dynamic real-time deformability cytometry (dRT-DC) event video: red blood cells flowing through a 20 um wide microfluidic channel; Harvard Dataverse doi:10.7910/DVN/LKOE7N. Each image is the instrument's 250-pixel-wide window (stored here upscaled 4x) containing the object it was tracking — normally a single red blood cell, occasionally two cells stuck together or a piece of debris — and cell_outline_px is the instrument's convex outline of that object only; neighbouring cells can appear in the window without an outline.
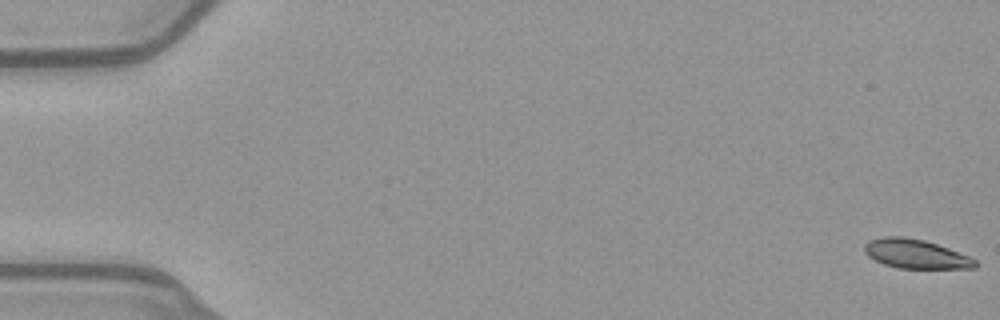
{"species": "common noctule bat (a hibernating species)", "species_latin": "Nyctalus noctula", "temperature_condition": "warm", "stored_images_in_passage": 53, "camera_frame_rate_fps": 3000, "um_per_image_px": 0.085, "animal": {"sex": "female", "body_mass_g": 21.9}, "frame": {"image": 1, "passage_image": 1, "time_ms": 0.0, "image_size_px": [1000, 320], "cell_outline_px": [[976, 268], [900, 268], [884, 264], [868, 256], [864, 252], [864, 244], [868, 240], [884, 236], [904, 236], [924, 240], [972, 256], [976, 260]], "centroid_in_image_um": [77.83, 21.57], "position_along_channel_um": 7.2, "area_um2": 18.84}}
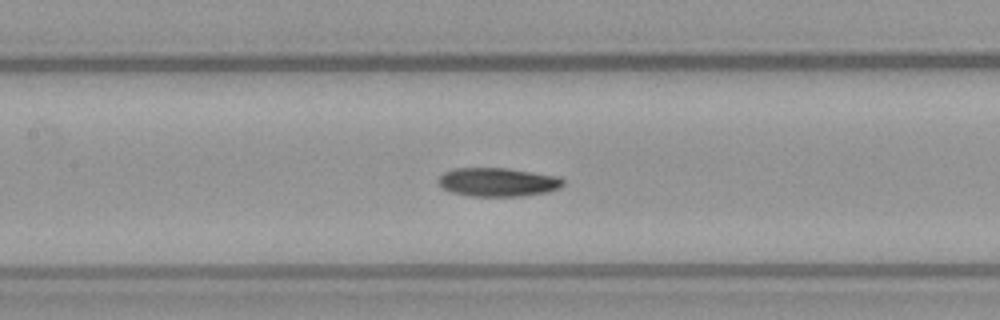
{"frame": {"image": 2, "passage_image": 25, "time_ms": 8.0, "image_size_px": [1000, 320], "cell_outline_px": [[564, 184], [560, 188], [548, 192], [520, 196], [472, 196], [452, 192], [444, 188], [436, 180], [444, 172], [452, 168], [508, 168], [556, 176], [564, 180]], "centroid_in_image_um": [42.31, 15.47], "position_along_channel_um": 165.1, "area_um2": 20.81}}
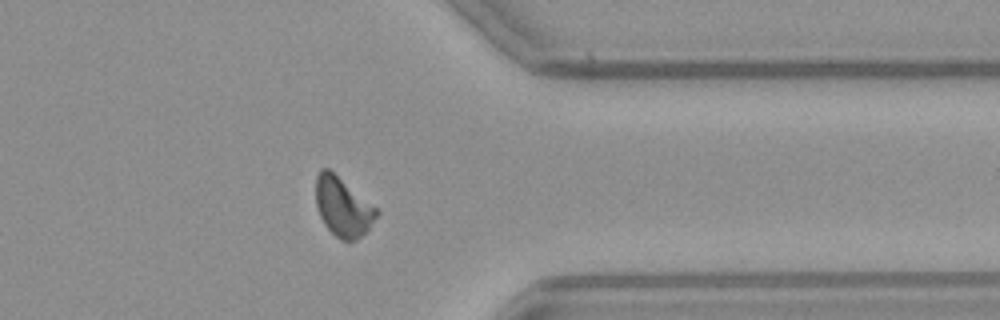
{"frame": {"image": 3, "passage_image": 42, "time_ms": 13.667, "image_size_px": [1000, 320], "cell_outline_px": [[380, 212], [368, 228], [356, 240], [340, 240], [324, 224], [320, 216], [316, 204], [316, 176], [320, 168], [328, 168], [376, 208]], "centroid_in_image_um": [29.11, 17.58], "position_along_channel_um": 382.3, "area_um2": 20.4}, "authors_computed_cell_mechanics": {"area_um2": 20.4034, "velocity_mm_per_s": 4.0019, "shape_relaxation_time_tau1_ms": 4.8068, "shape_relaxation_time_tau2_ms": 3.0919, "deformation_change_tau1": 0.1534, "deformation_change_tau2": 0.1027}}